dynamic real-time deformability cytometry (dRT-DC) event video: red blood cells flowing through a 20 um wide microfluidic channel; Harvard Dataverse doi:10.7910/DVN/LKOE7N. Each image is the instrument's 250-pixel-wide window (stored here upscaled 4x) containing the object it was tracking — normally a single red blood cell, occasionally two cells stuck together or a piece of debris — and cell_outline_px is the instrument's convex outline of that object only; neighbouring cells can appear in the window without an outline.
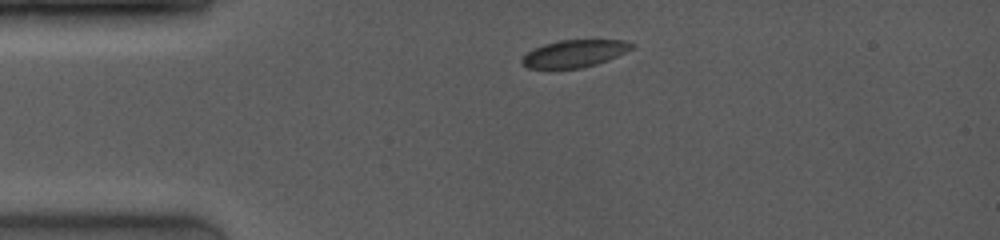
{"species": "common noctule bat (a hibernating species)", "species_latin": "Nyctalus noctula", "temperature_condition": "room temperature", "stored_images_in_passage": 20, "camera_frame_rate_fps": 4000, "um_per_image_px": 0.085, "animal": {"sex": "female", "body_mass_g": 19.0, "forearm_length_mm": 53.3}, "frame": {"image": 1, "passage_image": 1, "time_ms": 0.0, "image_size_px": [1000, 240], "cell_outline_px": [[636, 48], [608, 60], [596, 64], [580, 68], [528, 68], [520, 64], [520, 60], [532, 48], [544, 44], [560, 40], [624, 40], [636, 44]], "centroid_in_image_um": [48.85, 4.54], "position_along_channel_um": 36.1, "area_um2": 17.63}}
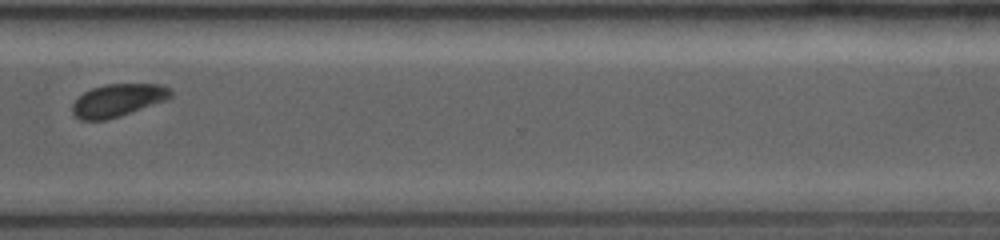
{"frame": {"image": 2, "passage_image": 17, "time_ms": 8.75, "image_size_px": [1000, 240], "cell_outline_px": [[172, 96], [164, 100], [120, 116], [104, 120], [80, 120], [72, 112], [72, 104], [84, 92], [92, 88], [104, 84], [160, 84], [172, 88]], "centroid_in_image_um": [10.01, 8.51], "position_along_channel_um": 360.6, "area_um2": 18.55}}
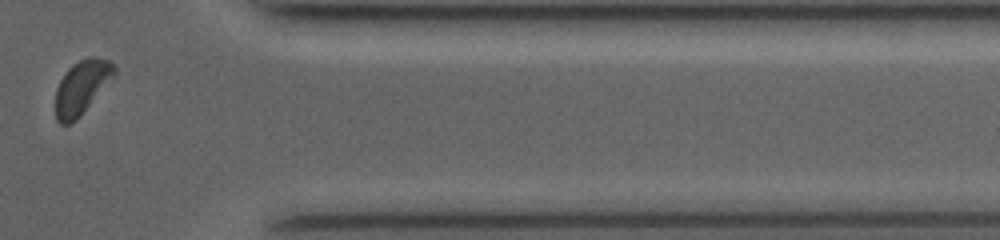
{"frame": {"image": 3, "passage_image": 18, "time_ms": 10.0, "image_size_px": [1000, 240], "cell_outline_px": [[116, 76], [80, 116], [76, 120], [68, 124], [60, 124], [56, 120], [56, 88], [60, 80], [68, 68], [72, 64], [88, 56], [92, 56], [108, 60], [116, 68]], "centroid_in_image_um": [6.96, 7.41], "position_along_channel_um": 404.4, "area_um2": 18.55}, "authors_computed_cell_mechanics": {"area_um2": 19.6809, "velocity_mm_per_s": 4.1048, "shape_relaxation_time_tau1_ms": 2.7948, "shape_relaxation_time_tau2_ms": null, "deformation_change_tau1": 0.0718, "deformation_change_tau2": null}}